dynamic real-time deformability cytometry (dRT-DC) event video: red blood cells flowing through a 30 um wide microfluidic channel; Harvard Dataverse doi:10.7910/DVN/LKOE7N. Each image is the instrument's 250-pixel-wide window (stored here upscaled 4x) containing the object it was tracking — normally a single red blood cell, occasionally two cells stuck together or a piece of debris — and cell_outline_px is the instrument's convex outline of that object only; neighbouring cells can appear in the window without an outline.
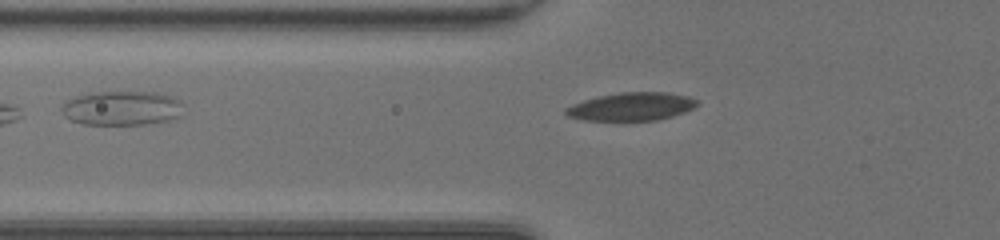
{"species": "common noctule bat (a hibernating species)", "species_latin": "Nyctalus noctula", "temperature_condition": "room temperature", "stored_images_in_passage": 37, "camera_frame_rate_fps": 3000, "um_per_image_px": 0.085, "animal": {"sex": "female", "body_mass_g": 20.0, "forearm_length_mm": 54.0}, "frame": {"image": 1, "passage_image": 5, "time_ms": 1.333, "image_size_px": [1000, 240], "cell_outline_px": [[700, 104], [684, 112], [672, 116], [656, 120], [584, 120], [568, 116], [564, 112], [564, 108], [572, 104], [584, 100], [600, 96], [620, 92], [668, 92], [688, 96], [700, 100]], "centroid_in_image_um": [53.71, 9.05], "position_along_channel_um": 72.1, "area_um2": 21.5}}
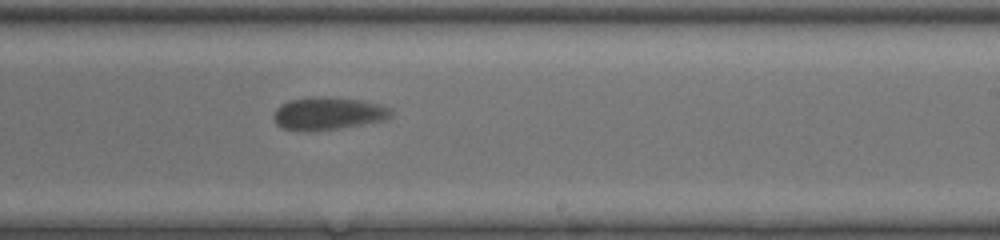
{"frame": {"image": 2, "passage_image": 19, "time_ms": 6.0, "image_size_px": [1000, 240], "cell_outline_px": [[392, 116], [384, 120], [340, 128], [304, 132], [280, 128], [276, 124], [272, 116], [276, 108], [280, 104], [288, 100], [312, 96], [332, 96], [360, 100], [380, 104], [392, 108]], "centroid_in_image_um": [27.85, 9.64], "position_along_channel_um": 261.2, "area_um2": 22.89}}
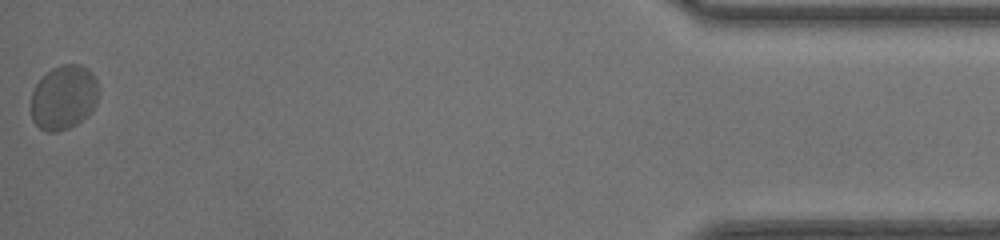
{"frame": {"image": 3, "passage_image": 37, "time_ms": 12.0, "image_size_px": [1000, 240], "cell_outline_px": [[100, 92], [96, 104], [76, 124], [68, 128], [56, 132], [48, 132], [40, 128], [32, 120], [32, 92], [36, 84], [52, 68], [60, 64], [80, 64], [88, 68], [96, 76]], "centroid_in_image_um": [5.44, 8.24], "position_along_channel_um": 429.8, "area_um2": 25.37}, "authors_computed_cell_mechanics": {"area_um2": 23.2934, "velocity_mm_per_s": 4.1024, "shape_relaxation_time_tau1_ms": 5.8882, "shape_relaxation_time_tau2_ms": 0.8654, "deformation_change_tau1": 0.1209, "deformation_change_tau2": 0.0558}}